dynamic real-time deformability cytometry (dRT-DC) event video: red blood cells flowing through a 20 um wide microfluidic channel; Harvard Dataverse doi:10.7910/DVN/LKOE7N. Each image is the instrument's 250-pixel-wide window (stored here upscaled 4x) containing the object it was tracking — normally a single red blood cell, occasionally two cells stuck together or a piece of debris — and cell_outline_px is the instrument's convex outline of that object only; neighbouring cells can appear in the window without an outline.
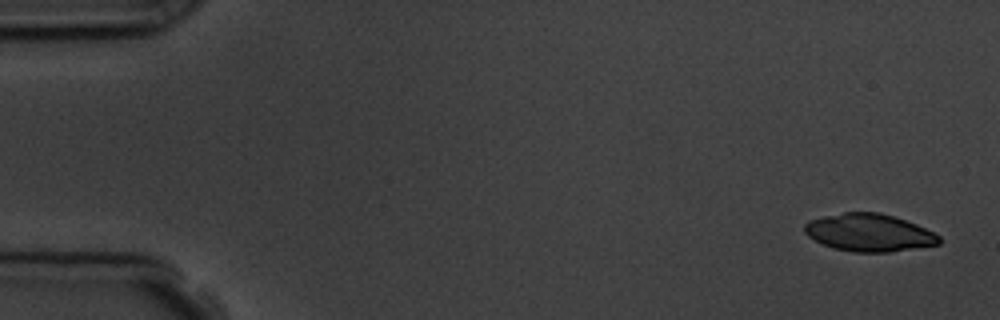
{"species": "common noctule bat (a hibernating species)", "species_latin": "Nyctalus noctula", "temperature_condition": "room temperature", "stored_images_in_passage": 4, "camera_frame_rate_fps": 3000, "um_per_image_px": 0.085, "animal": {"sex": "male", "body_mass_g": 19.5, "forearm_length_mm": 54.6}, "frame": {"image": 1, "passage_image": 1, "time_ms": 0.0, "image_size_px": [1000, 320], "cell_outline_px": [[940, 244], [888, 252], [852, 252], [832, 248], [808, 236], [804, 232], [804, 224], [808, 220], [824, 216], [844, 212], [880, 212], [916, 224], [940, 236]], "centroid_in_image_um": [73.84, 19.77], "position_along_channel_um": 11.2, "area_um2": 29.3}}